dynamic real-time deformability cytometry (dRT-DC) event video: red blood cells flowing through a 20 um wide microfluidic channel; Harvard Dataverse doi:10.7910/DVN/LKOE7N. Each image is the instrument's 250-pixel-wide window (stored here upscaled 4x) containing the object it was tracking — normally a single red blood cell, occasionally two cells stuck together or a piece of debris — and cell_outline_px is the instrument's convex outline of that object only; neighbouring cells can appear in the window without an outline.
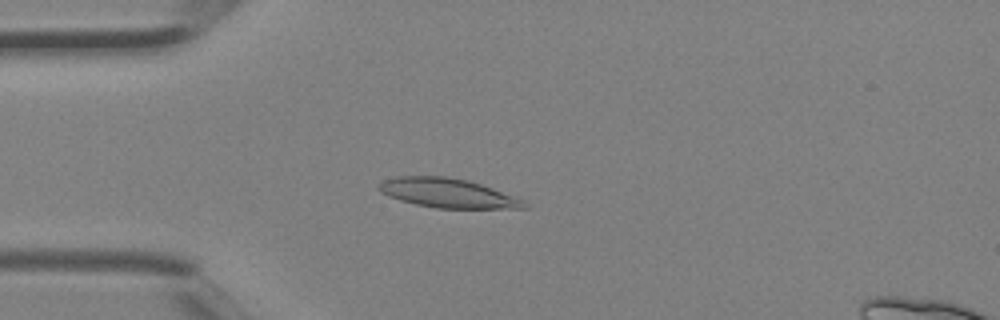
{"species": "Egyptian fruit bat (a non-hibernating species)", "species_latin": "Rousettus aegyptiacus", "temperature_condition": "room temperature", "stored_images_in_passage": 2, "camera_frame_rate_fps": 3000, "um_per_image_px": 0.085, "animal": {"sex": "female"}, "frame": {"image": 1, "passage_image": 2, "time_ms": 0.333, "image_size_px": [1000, 320], "cell_outline_px": [[528, 208], [436, 208], [416, 204], [400, 200], [388, 196], [380, 192], [376, 188], [384, 180], [396, 176], [444, 176], [468, 180], [492, 188], [524, 200], [528, 204]], "centroid_in_image_um": [38.03, 16.41], "position_along_channel_um": 47.0, "area_um2": 24.68}}